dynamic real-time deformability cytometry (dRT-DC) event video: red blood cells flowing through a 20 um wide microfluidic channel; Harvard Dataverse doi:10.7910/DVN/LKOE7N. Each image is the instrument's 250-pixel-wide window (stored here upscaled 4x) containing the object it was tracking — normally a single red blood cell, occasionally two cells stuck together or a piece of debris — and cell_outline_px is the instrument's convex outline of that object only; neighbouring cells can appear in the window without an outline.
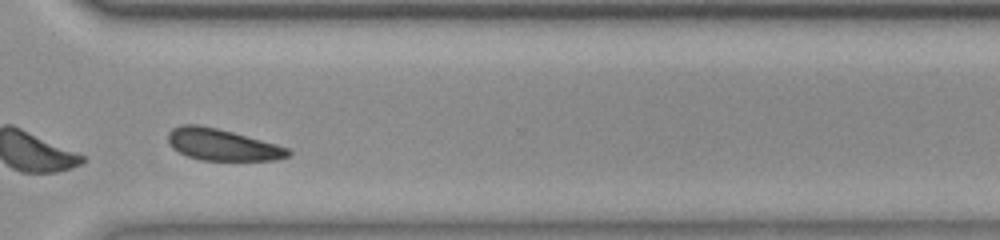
{"species": "common noctule bat (a hibernating species)", "species_latin": "Nyctalus noctula", "temperature_condition": "room temperature", "stored_images_in_passage": 34, "camera_frame_rate_fps": 3000, "um_per_image_px": 0.085, "animal": {"sex": "female", "body_mass_g": 23.0, "forearm_length_mm": 53.4}, "frame": {"image": 1, "passage_image": 29, "time_ms": 9.333, "image_size_px": [1000, 240], "cell_outline_px": [[292, 156], [276, 160], [200, 160], [188, 156], [172, 148], [168, 140], [168, 132], [172, 128], [184, 124], [200, 124], [232, 132], [276, 144], [288, 148], [292, 152]], "centroid_in_image_um": [18.9, 12.3], "position_along_channel_um": 351.7, "area_um2": 22.08}, "authors_computed_cell_mechanics": {"area_um2": 22.7443, "velocity_mm_per_s": 3.7475, "shape_relaxation_time_tau1_ms": 7.0299, "shape_relaxation_time_tau2_ms": null, "deformation_change_tau1": 0.1735, "deformation_change_tau2": null}}